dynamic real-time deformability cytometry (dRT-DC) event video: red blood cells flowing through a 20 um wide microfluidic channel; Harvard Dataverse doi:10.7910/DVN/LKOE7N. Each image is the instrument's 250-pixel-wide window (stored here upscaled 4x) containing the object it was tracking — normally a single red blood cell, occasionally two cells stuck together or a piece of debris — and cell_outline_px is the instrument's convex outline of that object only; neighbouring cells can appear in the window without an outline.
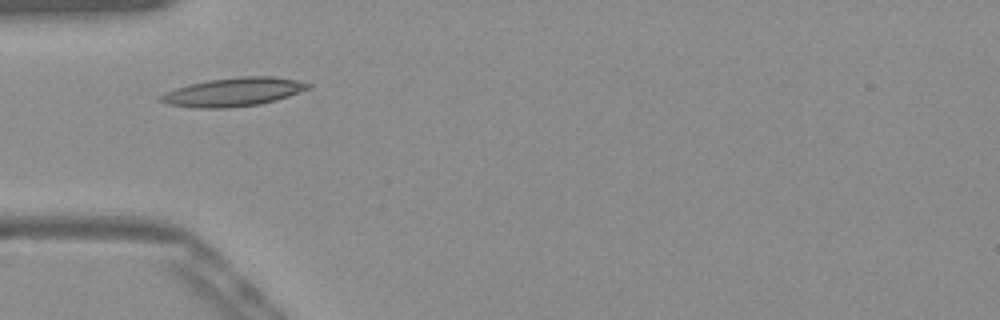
{"species": "Egyptian fruit bat (a non-hibernating species)", "species_latin": "Rousettus aegyptiacus", "temperature_condition": "warm", "stored_images_in_passage": 45, "camera_frame_rate_fps": 3000, "um_per_image_px": 0.085, "frame": {"image": 1, "passage_image": 9, "time_ms": 2.667, "image_size_px": [1000, 320], "cell_outline_px": [[312, 88], [276, 100], [260, 104], [228, 108], [196, 108], [168, 104], [156, 100], [156, 96], [164, 92], [188, 84], [208, 80], [240, 76], [272, 76], [296, 80], [312, 84]], "centroid_in_image_um": [19.8, 7.82], "position_along_channel_um": 65.2, "area_um2": 24.85}}
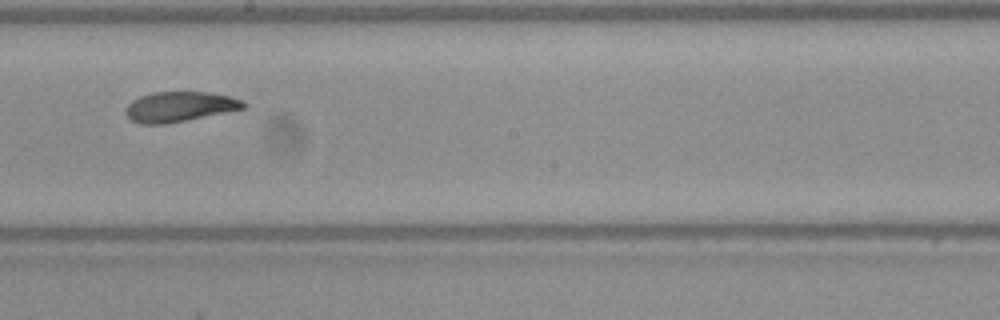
{"frame": {"image": 2, "passage_image": 22, "time_ms": 7.0, "image_size_px": [1000, 320], "cell_outline_px": [[248, 104], [244, 108], [168, 124], [140, 124], [132, 120], [128, 116], [128, 104], [132, 100], [140, 96], [152, 92], [208, 92], [228, 96], [240, 100]], "centroid_in_image_um": [15.26, 9.07], "position_along_channel_um": 232.9, "area_um2": 20.35}}
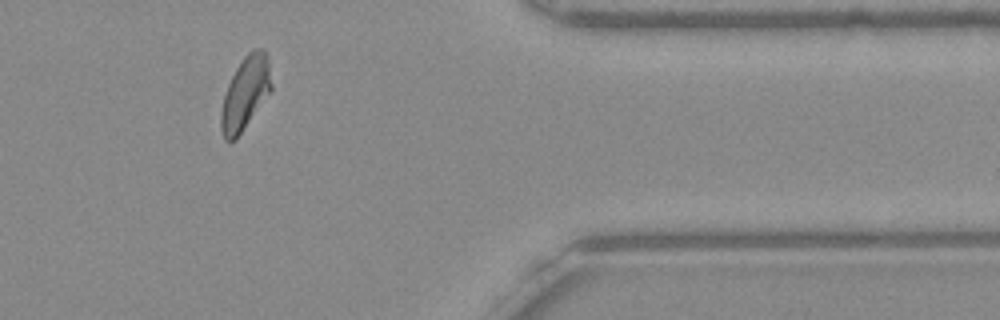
{"frame": {"image": 3, "passage_image": 36, "time_ms": 11.667, "image_size_px": [1000, 320], "cell_outline_px": [[272, 88], [236, 140], [224, 140], [220, 128], [220, 112], [224, 96], [228, 84], [236, 68], [244, 56], [252, 48], [264, 48], [268, 56], [272, 84]], "centroid_in_image_um": [20.84, 7.9], "position_along_channel_um": 390.6, "area_um2": 21.39}, "authors_computed_cell_mechanics": {"area_um2": 21.4438, "velocity_mm_per_s": 3.8688, "shape_relaxation_time_tau1_ms": 5.7177, "shape_relaxation_time_tau2_ms": 2.3187, "deformation_change_tau1": 0.2038, "deformation_change_tau2": 0.0888}}